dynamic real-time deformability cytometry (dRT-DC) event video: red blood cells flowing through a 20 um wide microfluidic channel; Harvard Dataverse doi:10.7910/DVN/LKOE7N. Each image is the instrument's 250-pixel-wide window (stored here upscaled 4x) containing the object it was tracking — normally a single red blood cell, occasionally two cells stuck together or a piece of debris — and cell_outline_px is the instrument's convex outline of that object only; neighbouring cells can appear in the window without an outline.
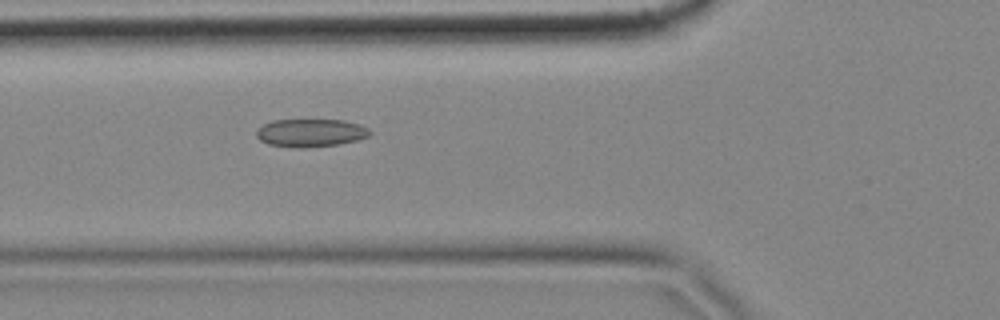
{"species": "common noctule bat (a hibernating species)", "species_latin": "Nyctalus noctula", "temperature_condition": "cold", "stored_images_in_passage": 53, "camera_frame_rate_fps": 3000, "um_per_image_px": 0.085, "animal": {"sex": "female", "body_mass_g": 18.4}, "frame": {"image": 1, "passage_image": 16, "time_ms": 5.0, "image_size_px": [1000, 320], "cell_outline_px": [[372, 132], [368, 136], [356, 140], [336, 144], [308, 148], [300, 148], [268, 144], [260, 140], [256, 136], [256, 132], [264, 124], [272, 120], [344, 120], [360, 124], [368, 128]], "centroid_in_image_um": [26.41, 11.29], "position_along_channel_um": 99.4, "area_um2": 18.38}}
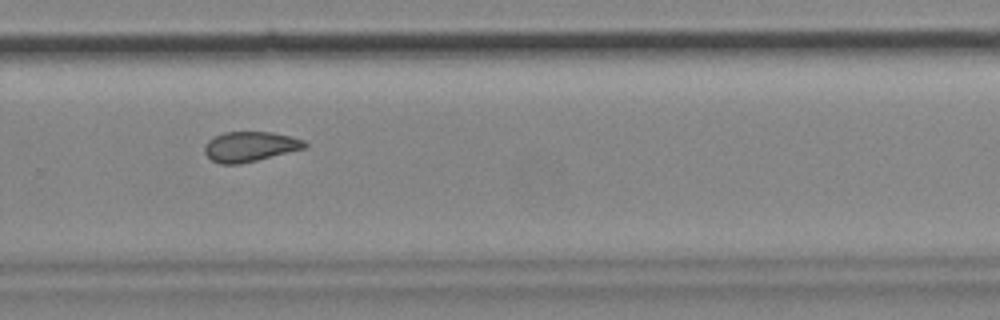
{"frame": {"image": 2, "passage_image": 34, "time_ms": 11.0, "image_size_px": [1000, 320], "cell_outline_px": [[308, 144], [304, 148], [240, 164], [220, 164], [212, 160], [204, 152], [204, 144], [208, 140], [224, 132], [272, 132], [304, 140]], "centroid_in_image_um": [21.21, 12.46], "position_along_channel_um": 308.6, "area_um2": 17.28}}
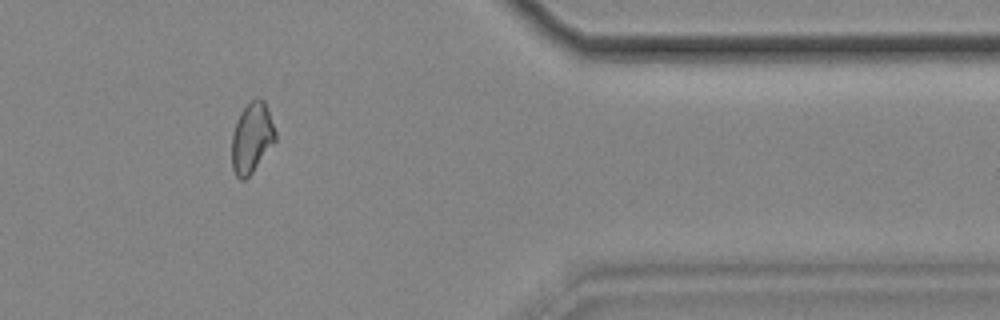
{"frame": {"image": 3, "passage_image": 43, "time_ms": 14.0, "image_size_px": [1000, 320], "cell_outline_px": [[276, 140], [252, 172], [244, 180], [240, 180], [236, 176], [232, 168], [232, 132], [236, 120], [240, 112], [256, 96], [260, 96], [264, 100], [276, 132]], "centroid_in_image_um": [21.39, 11.69], "position_along_channel_um": 390.0, "area_um2": 17.86}, "authors_computed_cell_mechanics": {"area_um2": 18.3804, "velocity_mm_per_s": 3.4999, "shape_relaxation_time_tau1_ms": null, "shape_relaxation_time_tau2_ms": 3.8257, "deformation_change_tau1": null, "deformation_change_tau2": 0.0828}}